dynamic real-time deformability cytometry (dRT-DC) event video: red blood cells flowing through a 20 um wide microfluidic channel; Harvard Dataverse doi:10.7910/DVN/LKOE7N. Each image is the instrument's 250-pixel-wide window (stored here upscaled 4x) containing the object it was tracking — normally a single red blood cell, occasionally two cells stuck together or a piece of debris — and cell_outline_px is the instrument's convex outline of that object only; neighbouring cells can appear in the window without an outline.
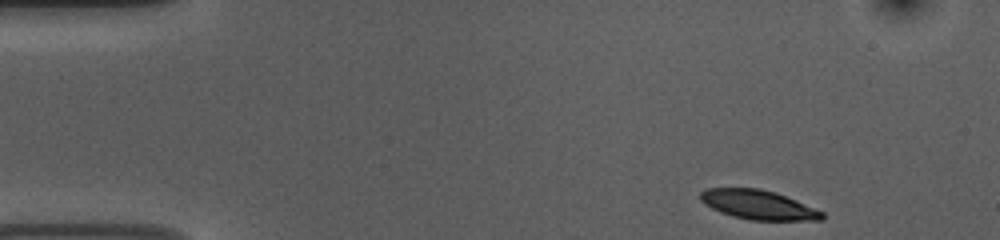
{"species": "common noctule bat (a hibernating species)", "species_latin": "Nyctalus noctula", "temperature_condition": "room temperature", "stored_images_in_passage": 48, "camera_frame_rate_fps": 3000, "um_per_image_px": 0.085, "animal": {"sex": "female", "body_mass_g": 10.0, "forearm_length_mm": 53.1}, "frame": {"image": 1, "passage_image": 1, "time_ms": 0.0, "image_size_px": [1000, 240], "cell_outline_px": [[824, 220], [752, 220], [732, 216], [720, 212], [704, 204], [700, 200], [700, 192], [708, 188], [760, 188], [796, 200], [824, 212]], "centroid_in_image_um": [64.44, 17.41], "position_along_channel_um": 20.6, "area_um2": 20.63}}
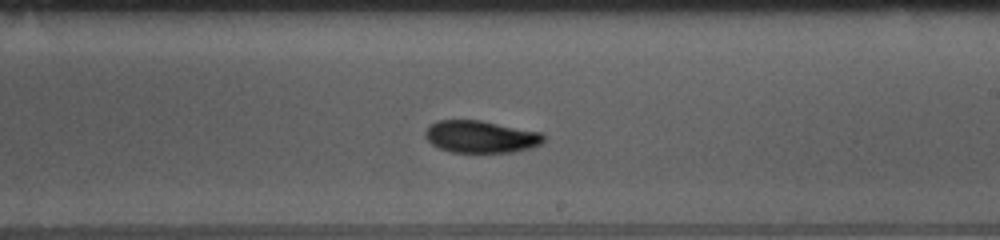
{"frame": {"image": 2, "passage_image": 26, "time_ms": 8.333, "image_size_px": [1000, 240], "cell_outline_px": [[544, 140], [540, 144], [532, 148], [512, 152], [452, 152], [440, 148], [432, 144], [424, 136], [424, 132], [428, 124], [436, 120], [480, 120], [544, 132]], "centroid_in_image_um": [40.87, 11.61], "position_along_channel_um": 248.1, "area_um2": 22.48}}
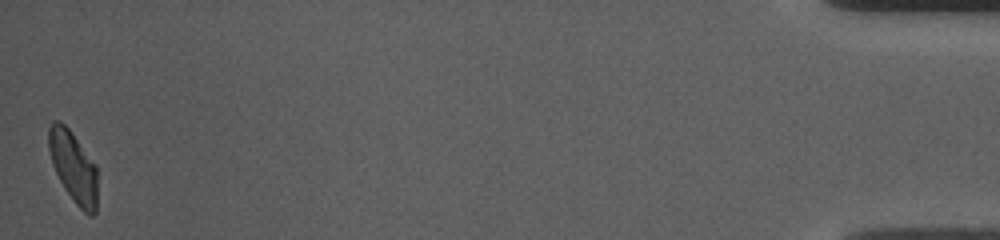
{"frame": {"image": 3, "passage_image": 48, "time_ms": 15.667, "image_size_px": [1000, 240], "cell_outline_px": [[96, 212], [92, 216], [88, 216], [76, 204], [64, 188], [52, 164], [48, 148], [48, 128], [52, 120], [60, 120], [72, 132], [96, 164]], "centroid_in_image_um": [6.22, 14.15], "position_along_channel_um": 429.0, "area_um2": 20.29}, "authors_computed_cell_mechanics": {"area_um2": 21.8773, "velocity_mm_per_s": 3.724, "shape_relaxation_time_tau1_ms": 3.1932, "shape_relaxation_time_tau2_ms": 7.0334, "deformation_change_tau1": 0.1207, "deformation_change_tau2": 0.1063}}